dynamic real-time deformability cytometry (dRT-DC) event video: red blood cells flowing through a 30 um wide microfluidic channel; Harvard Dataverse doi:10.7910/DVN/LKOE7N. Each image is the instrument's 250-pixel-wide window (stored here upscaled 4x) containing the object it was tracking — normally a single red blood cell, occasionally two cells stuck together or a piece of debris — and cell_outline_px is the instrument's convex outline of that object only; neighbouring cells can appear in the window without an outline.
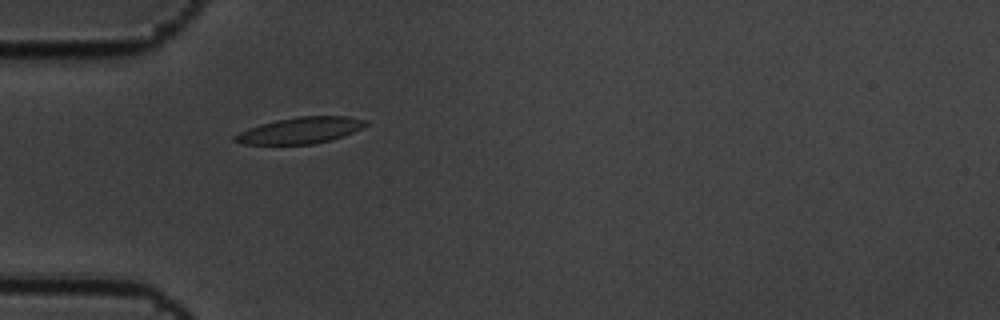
{"species": "common noctule bat (a hibernating species)", "species_latin": "Nyctalus noctula", "temperature_condition": "cold", "stored_images_in_passage": 3, "camera_frame_rate_fps": 3000, "um_per_image_px": 0.085, "animal": {"sex": "male", "body_mass_g": 19.5, "forearm_length_mm": 54.6}, "frame": {"image": 1, "passage_image": 3, "time_ms": 0.667, "image_size_px": [1000, 320], "cell_outline_px": [[368, 124], [344, 136], [332, 140], [312, 144], [240, 144], [232, 140], [232, 136], [248, 128], [260, 124], [276, 120], [296, 116], [348, 116], [368, 120]], "centroid_in_image_um": [25.51, 11.08], "position_along_channel_um": 59.5, "area_um2": 20.17}}